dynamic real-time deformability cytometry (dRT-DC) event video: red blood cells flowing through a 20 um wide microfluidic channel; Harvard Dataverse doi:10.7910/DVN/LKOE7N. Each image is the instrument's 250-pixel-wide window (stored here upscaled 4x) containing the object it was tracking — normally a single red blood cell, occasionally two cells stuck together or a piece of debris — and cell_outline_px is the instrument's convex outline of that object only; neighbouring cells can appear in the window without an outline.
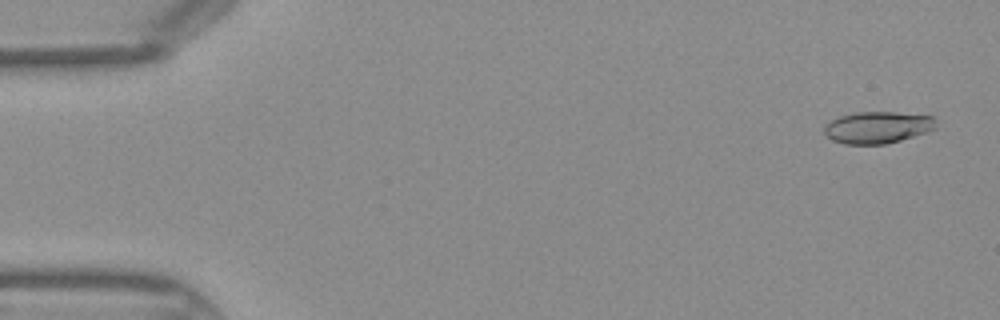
{"species": "Egyptian fruit bat (a non-hibernating species)", "species_latin": "Rousettus aegyptiacus", "temperature_condition": "warm", "stored_images_in_passage": 14, "camera_frame_rate_fps": 3000, "um_per_image_px": 0.085, "frame": {"image": 1, "passage_image": 2, "time_ms": 0.333, "image_size_px": [1000, 320], "cell_outline_px": [[936, 128], [928, 132], [900, 140], [884, 144], [844, 144], [832, 140], [824, 132], [824, 124], [828, 120], [840, 116], [856, 112], [896, 112], [932, 116], [936, 120]], "centroid_in_image_um": [74.58, 10.82], "position_along_channel_um": 10.4, "area_um2": 20.87}}
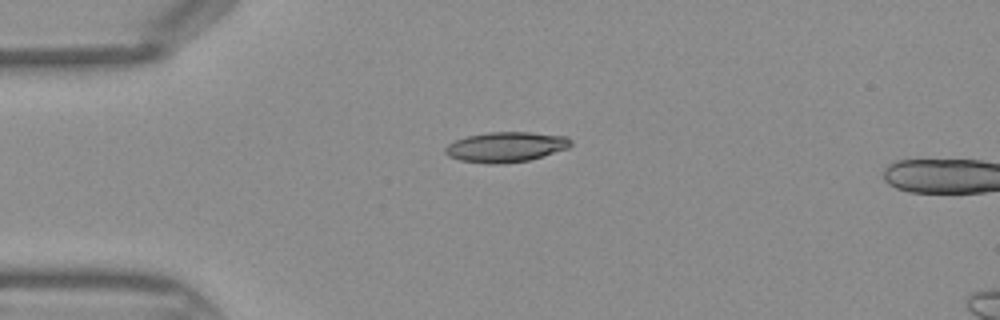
{"frame": {"image": 2, "passage_image": 11, "time_ms": 3.333, "image_size_px": [1000, 320], "cell_outline_px": [[572, 144], [568, 148], [528, 160], [500, 164], [484, 164], [460, 160], [448, 156], [444, 152], [444, 148], [448, 144], [456, 140], [468, 136], [488, 132], [528, 132], [568, 136], [572, 140]], "centroid_in_image_um": [42.99, 12.49], "position_along_channel_um": 42.0, "area_um2": 22.08}}